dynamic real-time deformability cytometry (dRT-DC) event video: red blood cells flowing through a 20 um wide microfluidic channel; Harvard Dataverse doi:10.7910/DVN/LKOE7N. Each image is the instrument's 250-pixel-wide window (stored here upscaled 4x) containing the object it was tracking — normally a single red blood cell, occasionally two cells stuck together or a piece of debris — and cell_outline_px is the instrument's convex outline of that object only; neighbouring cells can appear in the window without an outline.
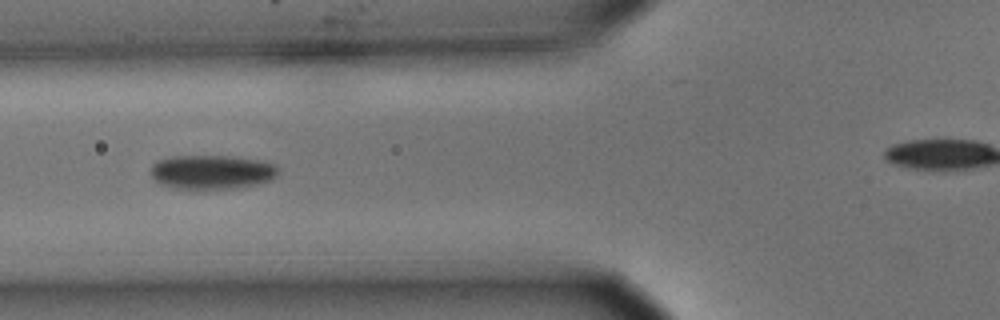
{"species": "common noctule bat (a hibernating species)", "species_latin": "Nyctalus noctula", "temperature_condition": "cold", "stored_images_in_passage": 3, "segment_of_instrument_passage": [1, 2], "camera_frame_rate_fps": 3000, "um_per_image_px": 0.085, "animal": {"sex": "male", "body_mass_g": 15.6}, "frame": {"image": 1, "passage_image": 2, "time_ms": 0.333, "image_size_px": [1000, 320], "cell_outline_px": [[280, 172], [272, 180], [260, 184], [236, 188], [200, 192], [172, 188], [160, 184], [152, 176], [152, 164], [156, 160], [172, 156], [232, 156], [264, 160], [276, 164], [280, 168]], "centroid_in_image_um": [18.05, 14.66], "position_along_channel_um": 107.7, "area_um2": 26.65}}